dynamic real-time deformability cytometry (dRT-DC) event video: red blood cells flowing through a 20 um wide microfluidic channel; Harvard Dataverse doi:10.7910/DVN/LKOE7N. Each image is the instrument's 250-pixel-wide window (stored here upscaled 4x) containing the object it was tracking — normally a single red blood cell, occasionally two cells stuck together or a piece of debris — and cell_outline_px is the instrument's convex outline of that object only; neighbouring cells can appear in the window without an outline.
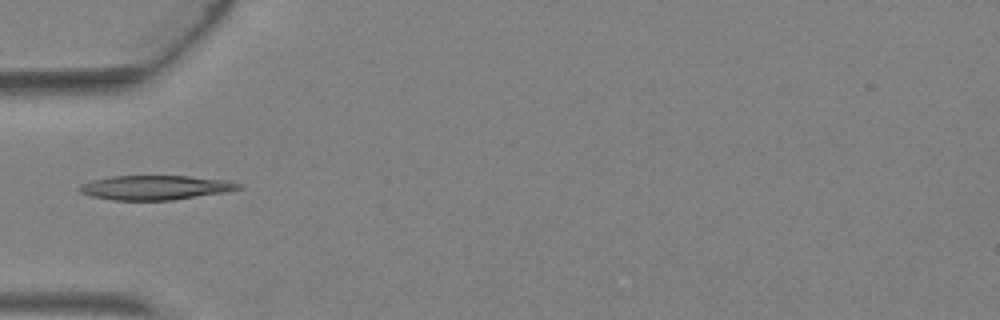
{"species": "Egyptian fruit bat (a non-hibernating species)", "species_latin": "Rousettus aegyptiacus", "temperature_condition": "warm", "stored_images_in_passage": 1, "camera_frame_rate_fps": 3000, "um_per_image_px": 0.085, "animal": {"sex": "female"}, "frame": {"image": 1, "passage_image": 1, "time_ms": 0.0, "image_size_px": [1000, 320], "cell_outline_px": [[240, 188], [224, 192], [172, 200], [112, 200], [92, 196], [80, 192], [76, 188], [80, 184], [92, 180], [112, 176], [188, 176], [228, 180], [240, 184]], "centroid_in_image_um": [13.14, 15.94], "position_along_channel_um": 71.9, "area_um2": 22.48}}